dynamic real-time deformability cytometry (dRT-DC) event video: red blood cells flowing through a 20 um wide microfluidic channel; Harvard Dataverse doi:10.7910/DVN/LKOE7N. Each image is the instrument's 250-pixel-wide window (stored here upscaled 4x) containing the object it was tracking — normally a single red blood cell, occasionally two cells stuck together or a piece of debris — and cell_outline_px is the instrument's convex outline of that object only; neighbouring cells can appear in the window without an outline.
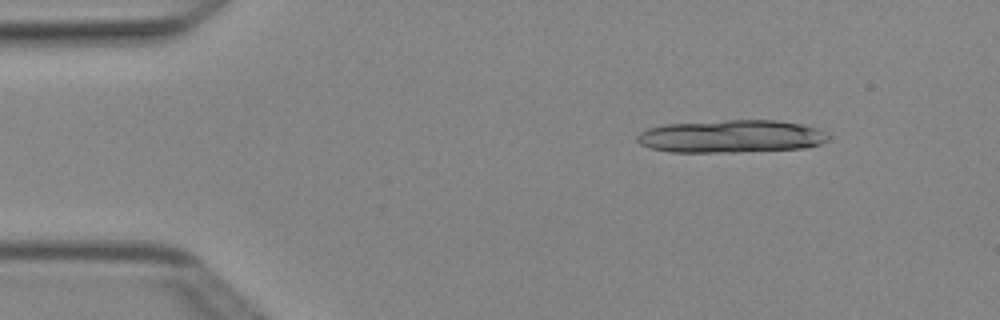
{"species": "Egyptian fruit bat (a non-hibernating species)", "species_latin": "Rousettus aegyptiacus", "temperature_condition": "cold", "stored_images_in_passage": 4, "camera_frame_rate_fps": 3000, "um_per_image_px": 0.085, "animal": {"sex": "female"}, "frame": {"image": 1, "passage_image": 1, "time_ms": 0.0, "image_size_px": [1000, 320], "cell_outline_px": [[828, 140], [820, 144], [804, 148], [736, 152], [672, 152], [652, 148], [640, 144], [636, 140], [636, 136], [640, 132], [648, 128], [664, 124], [724, 120], [776, 120], [800, 124], [816, 128], [828, 136]], "centroid_in_image_um": [62.11, 11.59], "position_along_channel_um": 22.9, "area_um2": 36.41}}
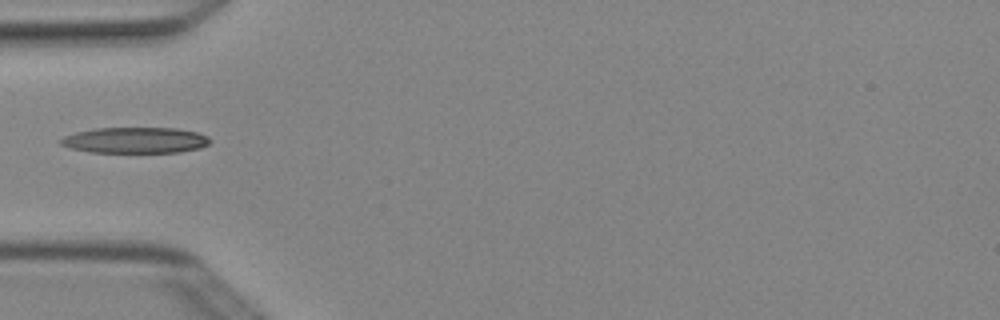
{"frame": {"image": 2, "passage_image": 3, "time_ms": 0.667, "image_size_px": [1000, 320], "cell_outline_px": [[212, 140], [208, 144], [200, 148], [180, 152], [92, 152], [72, 148], [60, 144], [60, 140], [64, 136], [76, 132], [96, 128], [176, 128], [196, 132], [208, 136]], "centroid_in_image_um": [11.53, 11.91], "position_along_channel_um": 73.5, "area_um2": 22.43}}
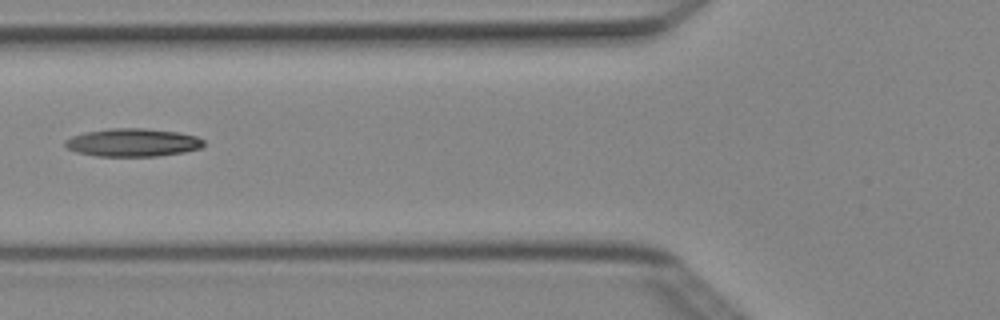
{"frame": {"image": 3, "passage_image": 4, "time_ms": 1.0, "image_size_px": [1000, 320], "cell_outline_px": [[204, 144], [200, 148], [184, 152], [156, 156], [96, 156], [76, 152], [68, 148], [64, 144], [64, 140], [72, 136], [84, 132], [108, 128], [144, 128], [180, 132], [196, 136], [204, 140]], "centroid_in_image_um": [11.27, 12.1], "position_along_channel_um": 114.5, "area_um2": 22.77}}